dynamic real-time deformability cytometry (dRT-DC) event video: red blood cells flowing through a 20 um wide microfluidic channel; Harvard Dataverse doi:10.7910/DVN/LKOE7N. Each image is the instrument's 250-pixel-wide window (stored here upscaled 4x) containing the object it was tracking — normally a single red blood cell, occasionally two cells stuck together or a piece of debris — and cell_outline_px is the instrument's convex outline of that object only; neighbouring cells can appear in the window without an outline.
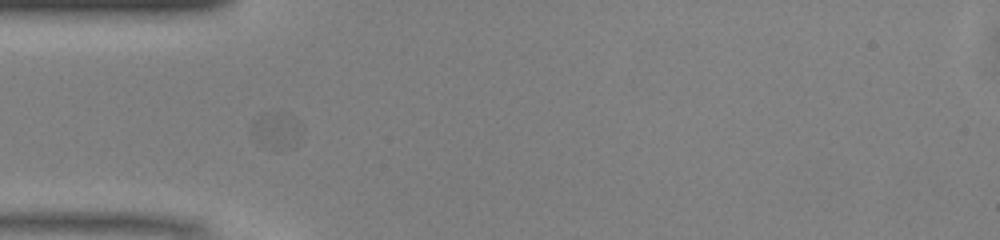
{"species": "common noctule bat (a hibernating species)", "species_latin": "Nyctalus noctula", "temperature_condition": "warm", "stored_images_in_passage": 9, "camera_frame_rate_fps": 3000, "um_per_image_px": 0.085, "animal": {"sex": "male", "body_mass_g": 13.0, "forearm_length_mm": 53.1}, "frame": {"image": 1, "passage_image": 1, "time_ms": 0.0, "image_size_px": [1000, 240], "cell_outline_px": [[304, 128], [300, 144], [292, 148], [280, 152], [276, 152], [264, 148], [252, 124], [264, 112], [284, 112], [300, 120]], "centroid_in_image_um": [23.69, 11.14], "position_along_channel_um": 61.3, "area_um2": 11.16}}
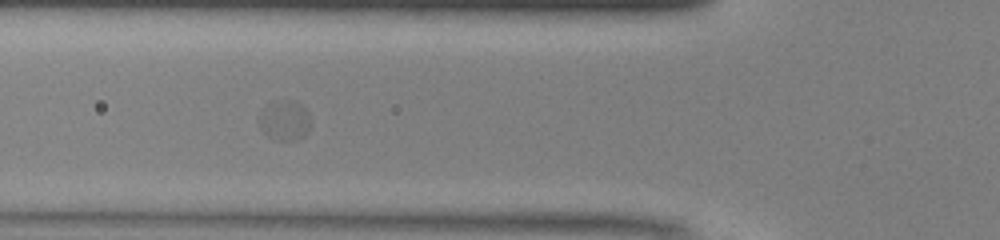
{"frame": {"image": 2, "passage_image": 4, "time_ms": 1.0, "image_size_px": [1000, 240], "cell_outline_px": [[312, 120], [304, 136], [300, 140], [280, 140], [268, 136], [260, 128], [260, 116], [264, 108], [272, 100], [292, 100], [308, 108]], "centroid_in_image_um": [24.25, 10.21], "position_along_channel_um": 101.5, "area_um2": 12.2}}
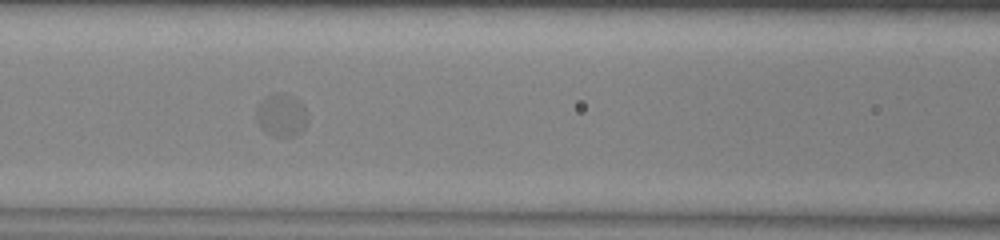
{"frame": {"image": 3, "passage_image": 7, "time_ms": 2.0, "image_size_px": [1000, 240], "cell_outline_px": [[308, 120], [304, 128], [296, 136], [272, 136], [260, 128], [256, 120], [256, 108], [268, 96], [280, 92], [284, 92], [296, 96], [304, 108], [308, 116]], "centroid_in_image_um": [23.94, 9.79], "position_along_channel_um": 142.7, "area_um2": 12.89}}